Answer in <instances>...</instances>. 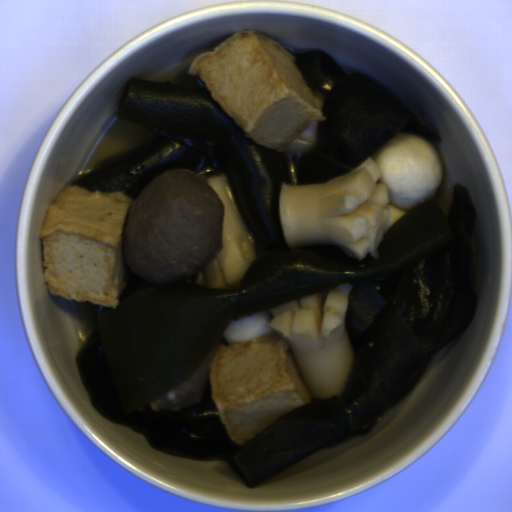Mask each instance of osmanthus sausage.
I'll return each instance as SVG.
<instances>
[{
  "mask_svg": "<svg viewBox=\"0 0 512 512\" xmlns=\"http://www.w3.org/2000/svg\"><path fill=\"white\" fill-rule=\"evenodd\" d=\"M207 183L223 204L221 249L193 273V282L202 287L238 288L257 258L256 245L236 205L227 174L208 176Z\"/></svg>",
  "mask_w": 512,
  "mask_h": 512,
  "instance_id": "obj_3",
  "label": "osmanthus sausage"
},
{
  "mask_svg": "<svg viewBox=\"0 0 512 512\" xmlns=\"http://www.w3.org/2000/svg\"><path fill=\"white\" fill-rule=\"evenodd\" d=\"M380 166L367 158L328 182L281 183L278 219L289 249L335 245L347 256L378 259L383 234L407 211L389 204Z\"/></svg>",
  "mask_w": 512,
  "mask_h": 512,
  "instance_id": "obj_1",
  "label": "osmanthus sausage"
},
{
  "mask_svg": "<svg viewBox=\"0 0 512 512\" xmlns=\"http://www.w3.org/2000/svg\"><path fill=\"white\" fill-rule=\"evenodd\" d=\"M322 299L315 293L267 311L268 327L285 341L308 393L316 399L340 397L354 362L344 329L348 297L338 288Z\"/></svg>",
  "mask_w": 512,
  "mask_h": 512,
  "instance_id": "obj_2",
  "label": "osmanthus sausage"
}]
</instances>
